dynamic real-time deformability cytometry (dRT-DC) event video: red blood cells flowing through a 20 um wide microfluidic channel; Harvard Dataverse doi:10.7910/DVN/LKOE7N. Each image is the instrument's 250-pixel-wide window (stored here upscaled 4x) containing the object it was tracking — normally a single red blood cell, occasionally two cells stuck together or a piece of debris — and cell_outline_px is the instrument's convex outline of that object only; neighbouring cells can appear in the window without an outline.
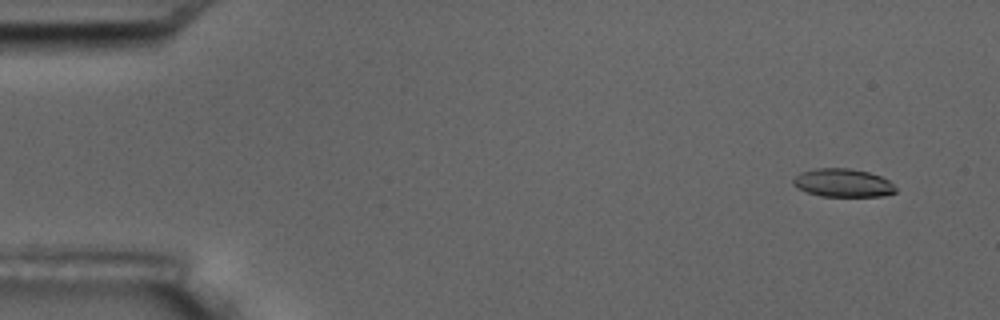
{"species": "common noctule bat (a hibernating species)", "species_latin": "Nyctalus noctula", "temperature_condition": "room temperature", "stored_images_in_passage": 5, "segment_of_instrument_passage": [1, 2], "camera_frame_rate_fps": 3000, "um_per_image_px": 0.085, "animal": {"sex": "male", "body_mass_g": 17.5, "forearm_length_mm": 52.3}, "frame": {"image": 1, "passage_image": 1, "time_ms": 0.0, "image_size_px": [1000, 320], "cell_outline_px": [[896, 192], [884, 196], [820, 196], [796, 188], [792, 184], [792, 180], [800, 172], [816, 168], [848, 168], [868, 172], [880, 176], [888, 180], [896, 188]], "centroid_in_image_um": [71.62, 15.54], "position_along_channel_um": 13.4, "area_um2": 16.88}}